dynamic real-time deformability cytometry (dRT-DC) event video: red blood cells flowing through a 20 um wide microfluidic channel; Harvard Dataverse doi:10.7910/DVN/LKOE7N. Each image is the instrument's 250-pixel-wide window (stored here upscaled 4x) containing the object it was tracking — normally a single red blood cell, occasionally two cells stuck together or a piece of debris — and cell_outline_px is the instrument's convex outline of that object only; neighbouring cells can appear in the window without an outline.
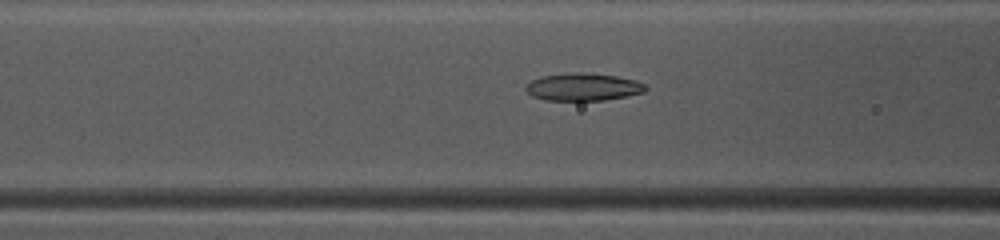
{"species": "common noctule bat (a hibernating species)", "species_latin": "Nyctalus noctula", "temperature_condition": "warm", "stored_images_in_passage": 49, "camera_frame_rate_fps": 3000, "um_per_image_px": 0.085, "animal": {"sex": "female", "body_mass_g": 10.0, "forearm_length_mm": 53.1}, "frame": {"image": 1, "passage_image": 20, "time_ms": 6.333, "image_size_px": [1000, 240], "cell_outline_px": [[648, 88], [644, 92], [628, 96], [604, 100], [548, 100], [532, 96], [524, 88], [524, 84], [540, 76], [576, 72], [580, 72], [616, 76], [636, 80], [644, 84]], "centroid_in_image_um": [49.55, 7.39], "position_along_channel_um": 117.0, "area_um2": 19.25}}
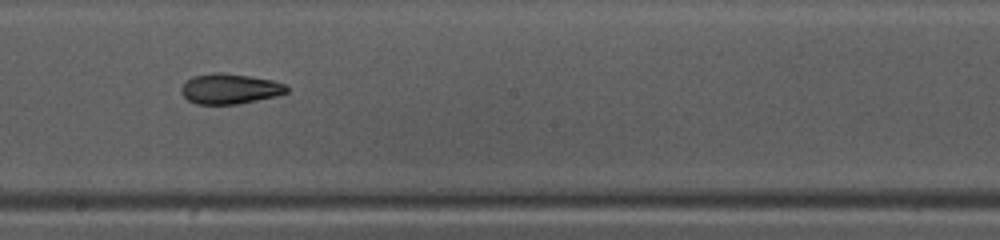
{"frame": {"image": 2, "passage_image": 28, "time_ms": 9.0, "image_size_px": [1000, 240], "cell_outline_px": [[288, 92], [276, 96], [236, 104], [196, 104], [188, 100], [180, 92], [180, 88], [184, 80], [192, 76], [212, 72], [224, 72], [272, 80], [284, 84], [288, 88]], "centroid_in_image_um": [19.47, 7.53], "position_along_channel_um": 228.7, "area_um2": 18.73}}
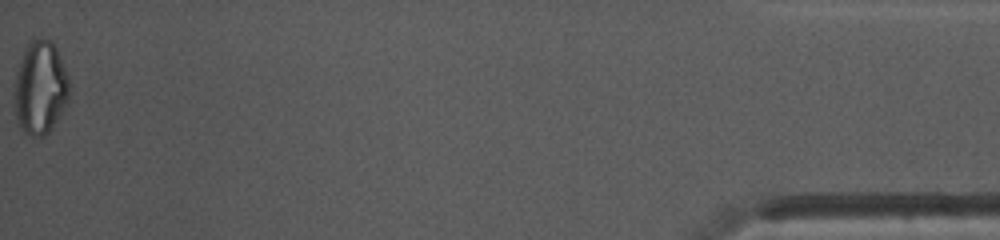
{"frame": {"image": 3, "passage_image": 49, "time_ms": 16.0, "image_size_px": [1000, 240], "cell_outline_px": [[68, 96], [64, 108], [48, 132], [44, 136], [32, 136], [24, 132], [20, 128], [16, 120], [12, 100], [16, 68], [24, 48], [32, 40], [52, 40], [60, 56], [68, 76]], "centroid_in_image_um": [3.36, 7.47], "position_along_channel_um": 431.8, "area_um2": 30.06}, "authors_computed_cell_mechanics": {"area_um2": 19.7676, "velocity_mm_per_s": 4.1684, "shape_relaxation_time_tau1_ms": null, "shape_relaxation_time_tau2_ms": 4.6252, "deformation_change_tau1": null, "deformation_change_tau2": 0.1269}}